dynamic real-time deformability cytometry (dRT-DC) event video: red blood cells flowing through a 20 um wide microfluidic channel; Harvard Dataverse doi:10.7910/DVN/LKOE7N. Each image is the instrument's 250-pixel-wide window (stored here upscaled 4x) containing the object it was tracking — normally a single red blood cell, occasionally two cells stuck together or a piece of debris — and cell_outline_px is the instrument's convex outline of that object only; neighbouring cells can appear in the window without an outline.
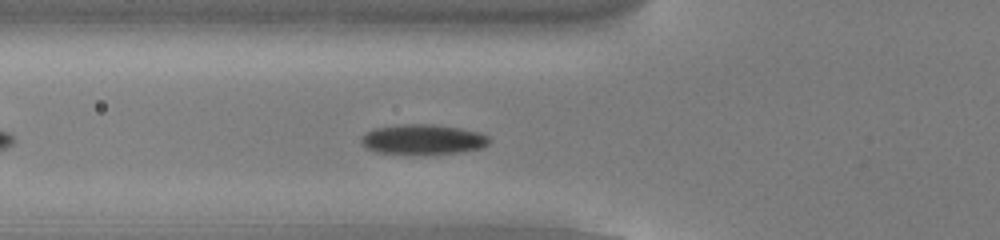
{"species": "common noctule bat (a hibernating species)", "species_latin": "Nyctalus noctula", "temperature_condition": "cold", "stored_images_in_passage": 40, "camera_frame_rate_fps": 3000, "um_per_image_px": 0.085, "animal": {"sex": "male", "body_mass_g": 13.0, "forearm_length_mm": 53.1}, "frame": {"image": 1, "passage_image": 8, "time_ms": 2.333, "image_size_px": [1000, 240], "cell_outline_px": [[492, 140], [484, 148], [460, 152], [376, 152], [364, 148], [360, 140], [360, 136], [364, 132], [372, 128], [400, 124], [432, 124], [460, 128], [480, 132], [488, 136]], "centroid_in_image_um": [35.93, 11.81], "position_along_channel_um": 89.9, "area_um2": 22.2}}
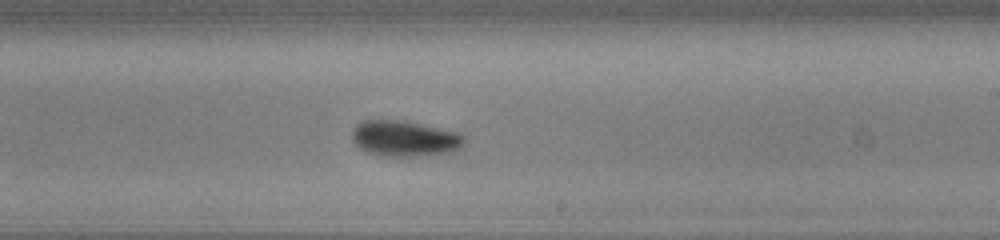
{"frame": {"image": 2, "passage_image": 21, "time_ms": 6.667, "image_size_px": [1000, 240], "cell_outline_px": [[464, 144], [448, 152], [416, 156], [380, 156], [368, 152], [360, 148], [352, 140], [352, 128], [356, 124], [364, 120], [404, 120], [456, 132], [464, 136]], "centroid_in_image_um": [34.32, 11.76], "position_along_channel_um": 254.7, "area_um2": 23.18}}
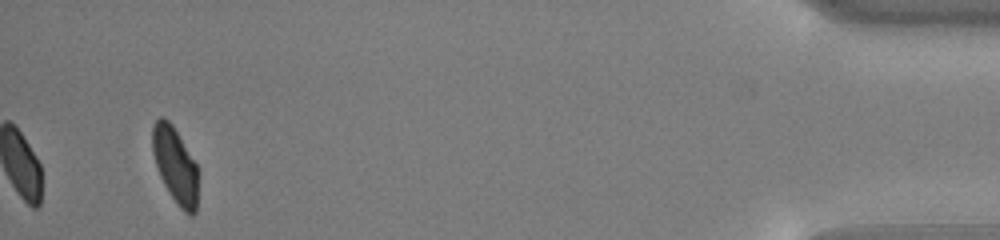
{"frame": {"image": 3, "passage_image": 40, "time_ms": 13.0, "image_size_px": [1000, 240], "cell_outline_px": [[200, 172], [196, 212], [192, 216], [188, 216], [180, 208], [164, 184], [160, 176], [152, 152], [152, 124], [160, 116], [164, 116], [172, 124], [196, 164]], "centroid_in_image_um": [14.92, 14.07], "position_along_channel_um": 420.3, "area_um2": 20.52}, "authors_computed_cell_mechanics": {"area_um2": 22.1952, "velocity_mm_per_s": 3.8047, "shape_relaxation_time_tau1_ms": 2.1167, "shape_relaxation_time_tau2_ms": 3.3343, "deformation_change_tau1": 0.1077, "deformation_change_tau2": 0.0745}}